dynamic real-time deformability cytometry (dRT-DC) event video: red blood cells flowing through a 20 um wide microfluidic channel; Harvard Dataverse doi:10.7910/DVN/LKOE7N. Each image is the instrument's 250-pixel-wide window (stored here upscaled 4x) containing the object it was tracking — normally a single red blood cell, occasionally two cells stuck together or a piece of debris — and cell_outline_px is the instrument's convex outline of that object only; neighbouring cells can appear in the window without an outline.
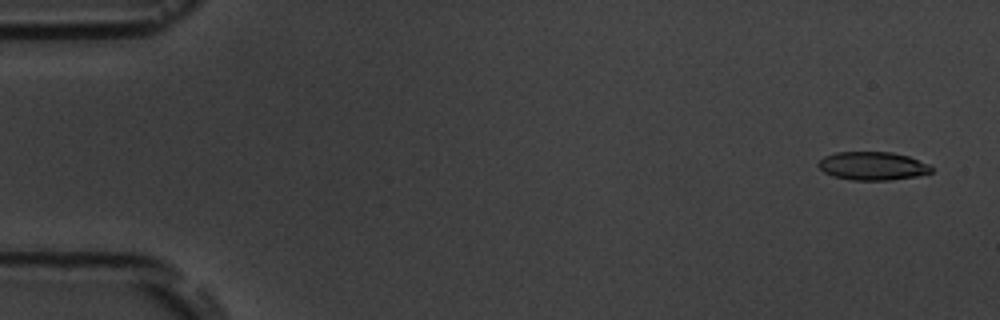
{"species": "common noctule bat (a hibernating species)", "species_latin": "Nyctalus noctula", "temperature_condition": "room temperature", "stored_images_in_passage": 5, "camera_frame_rate_fps": 3000, "um_per_image_px": 0.085, "animal": {"sex": "male", "body_mass_g": 19.5, "forearm_length_mm": 54.6}, "frame": {"image": 1, "passage_image": 1, "time_ms": 0.0, "image_size_px": [1000, 320], "cell_outline_px": [[932, 172], [916, 176], [892, 180], [852, 180], [832, 176], [824, 172], [816, 164], [824, 156], [836, 152], [892, 152], [908, 156], [928, 164], [932, 168]], "centroid_in_image_um": [74.14, 14.1], "position_along_channel_um": 10.9, "area_um2": 18.67}}
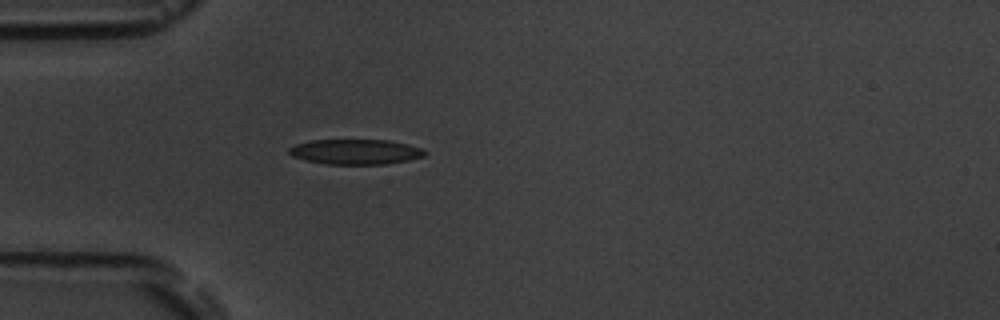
{"frame": {"image": 2, "passage_image": 5, "time_ms": 4.667, "image_size_px": [1000, 320], "cell_outline_px": [[428, 152], [424, 156], [408, 160], [388, 164], [324, 164], [304, 160], [292, 156], [288, 152], [288, 148], [296, 144], [308, 140], [388, 140], [408, 144], [420, 148]], "centroid_in_image_um": [30.19, 12.9], "position_along_channel_um": 54.8, "area_um2": 20.0}}